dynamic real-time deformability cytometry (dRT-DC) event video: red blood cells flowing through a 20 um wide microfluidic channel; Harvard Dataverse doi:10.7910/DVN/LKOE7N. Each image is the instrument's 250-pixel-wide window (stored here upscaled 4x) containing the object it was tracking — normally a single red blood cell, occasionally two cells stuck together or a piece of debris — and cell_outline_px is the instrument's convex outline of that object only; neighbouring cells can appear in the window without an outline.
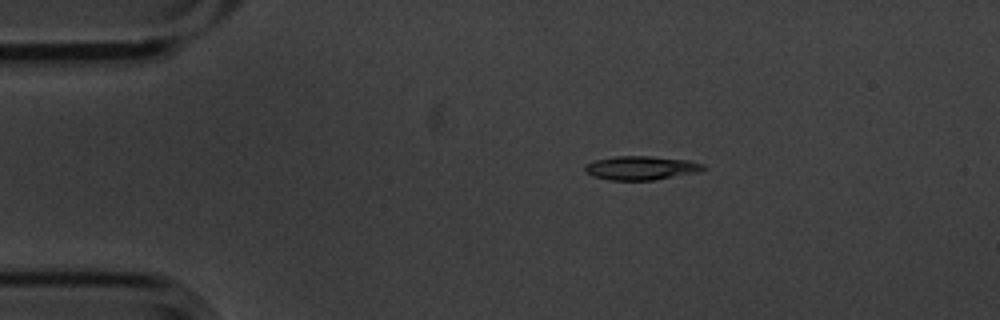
{"species": "common noctule bat (a hibernating species)", "species_latin": "Nyctalus noctula", "temperature_condition": "cold", "stored_images_in_passage": 4, "camera_frame_rate_fps": 3000, "um_per_image_px": 0.085, "animal": {"sex": "male", "body_mass_g": 20.1, "forearm_length_mm": 53.5}, "frame": {"image": 1, "passage_image": 2, "time_ms": 0.333, "image_size_px": [1000, 320], "cell_outline_px": [[704, 168], [696, 172], [652, 180], [612, 180], [592, 176], [584, 168], [588, 164], [596, 160], [616, 156], [652, 156], [688, 160], [704, 164]], "centroid_in_image_um": [54.49, 14.27], "position_along_channel_um": 30.5, "area_um2": 16.07}}